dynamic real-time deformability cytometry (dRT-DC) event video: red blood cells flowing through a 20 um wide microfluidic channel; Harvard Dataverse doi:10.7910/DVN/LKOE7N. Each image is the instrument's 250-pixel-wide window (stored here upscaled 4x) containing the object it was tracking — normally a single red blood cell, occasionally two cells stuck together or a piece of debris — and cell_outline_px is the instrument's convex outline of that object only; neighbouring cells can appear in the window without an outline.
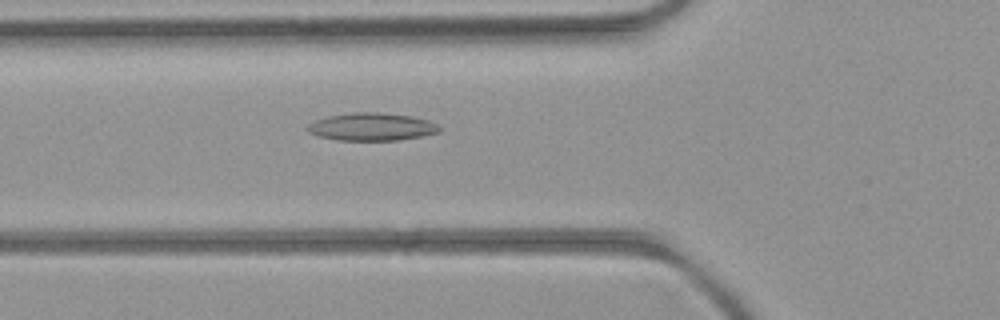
{"species": "common noctule bat (a hibernating species)", "species_latin": "Nyctalus noctula", "temperature_condition": "room temperature", "stored_images_in_passage": 52, "camera_frame_rate_fps": 3000, "um_per_image_px": 0.085, "animal": {"sex": "female", "body_mass_g": 21.9}, "frame": {"image": 1, "passage_image": 19, "time_ms": 6.0, "image_size_px": [1000, 320], "cell_outline_px": [[440, 132], [400, 140], [336, 140], [320, 136], [308, 132], [308, 124], [316, 120], [328, 116], [352, 112], [380, 112], [412, 116], [428, 120], [436, 124], [440, 128]], "centroid_in_image_um": [31.6, 10.77], "position_along_channel_um": 94.2, "area_um2": 21.21}}
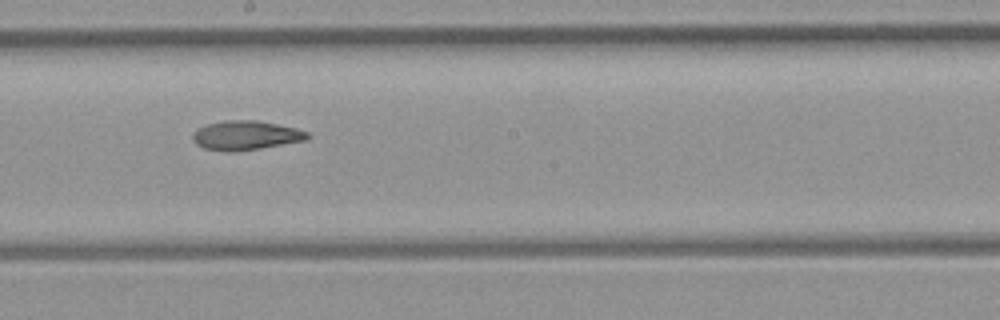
{"frame": {"image": 2, "passage_image": 29, "time_ms": 9.333, "image_size_px": [1000, 320], "cell_outline_px": [[312, 136], [308, 140], [260, 148], [232, 152], [224, 152], [204, 148], [196, 144], [192, 140], [192, 136], [200, 128], [208, 124], [224, 120], [256, 120], [296, 128], [308, 132]], "centroid_in_image_um": [20.93, 11.51], "position_along_channel_um": 227.3, "area_um2": 19.54}}
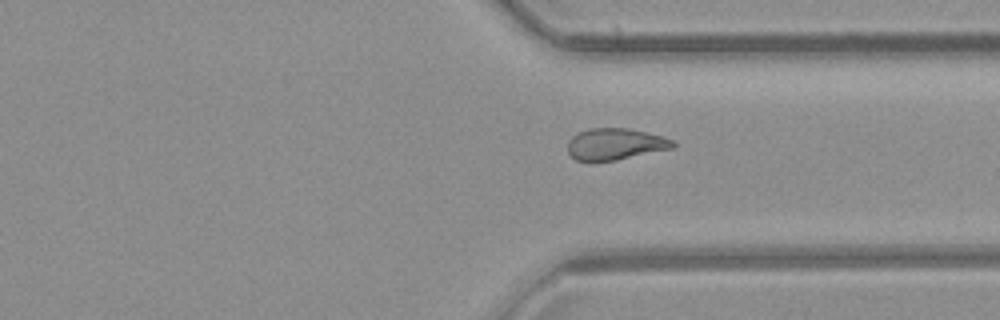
{"frame": {"image": 3, "passage_image": 39, "time_ms": 12.667, "image_size_px": [1000, 320], "cell_outline_px": [[676, 144], [672, 148], [616, 160], [576, 160], [568, 152], [568, 140], [576, 132], [588, 128], [628, 128], [664, 136], [672, 140]], "centroid_in_image_um": [52.28, 12.22], "position_along_channel_um": 359.1, "area_um2": 19.25}, "authors_computed_cell_mechanics": {"area_um2": 20.5768, "velocity_mm_per_s": 3.968, "shape_relaxation_time_tau1_ms": null, "shape_relaxation_time_tau2_ms": 2.8464, "deformation_change_tau1": null, "deformation_change_tau2": 0.0977}}